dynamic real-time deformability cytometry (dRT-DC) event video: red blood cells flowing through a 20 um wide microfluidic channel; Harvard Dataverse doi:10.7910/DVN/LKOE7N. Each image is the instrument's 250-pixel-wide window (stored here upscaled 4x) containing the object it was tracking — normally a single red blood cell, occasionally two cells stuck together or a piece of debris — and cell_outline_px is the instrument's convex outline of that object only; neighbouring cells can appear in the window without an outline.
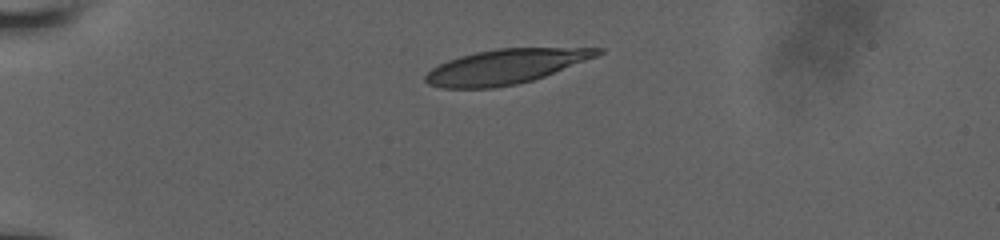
{"species": "human", "species_latin": "Homo sapiens", "temperature_condition": "room temperature", "stored_images_in_passage": 16, "camera_frame_rate_fps": 3000, "um_per_image_px": 0.085, "donor": {"sex": "male"}, "frame": {"image": 1, "passage_image": 1, "time_ms": 0.0, "image_size_px": [1000, 240], "cell_outline_px": [[604, 52], [596, 56], [544, 76], [532, 80], [516, 84], [492, 88], [440, 88], [428, 84], [424, 80], [424, 76], [432, 68], [448, 60], [460, 56], [476, 52], [496, 48], [604, 48]], "centroid_in_image_um": [42.92, 5.66], "position_along_channel_um": 42.1, "area_um2": 34.45}}
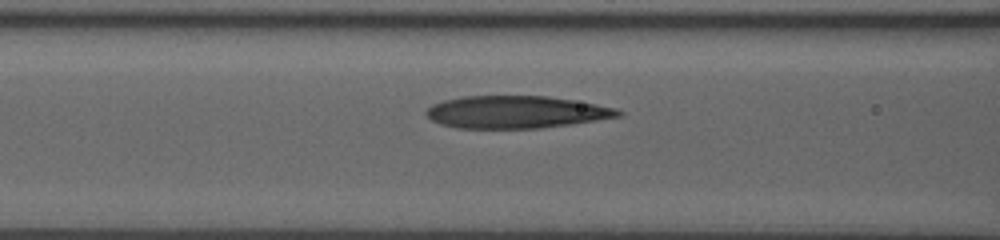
{"frame": {"image": 2, "passage_image": 10, "time_ms": 3.333, "image_size_px": [1000, 240], "cell_outline_px": [[624, 116], [572, 124], [540, 128], [456, 128], [440, 124], [432, 120], [424, 112], [432, 104], [444, 100], [464, 96], [548, 96], [596, 104], [616, 108], [624, 112]], "centroid_in_image_um": [43.89, 9.53], "position_along_channel_um": 122.7, "area_um2": 36.36}}
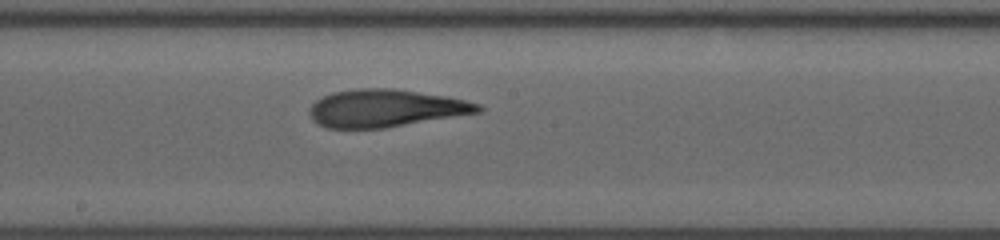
{"frame": {"image": 3, "passage_image": 16, "time_ms": 5.667, "image_size_px": [1000, 240], "cell_outline_px": [[484, 108], [480, 112], [384, 128], [328, 128], [316, 124], [312, 120], [308, 112], [308, 108], [316, 100], [332, 92], [356, 88], [392, 88], [448, 96], [480, 104]], "centroid_in_image_um": [32.73, 9.19], "position_along_channel_um": 215.5, "area_um2": 36.99}}